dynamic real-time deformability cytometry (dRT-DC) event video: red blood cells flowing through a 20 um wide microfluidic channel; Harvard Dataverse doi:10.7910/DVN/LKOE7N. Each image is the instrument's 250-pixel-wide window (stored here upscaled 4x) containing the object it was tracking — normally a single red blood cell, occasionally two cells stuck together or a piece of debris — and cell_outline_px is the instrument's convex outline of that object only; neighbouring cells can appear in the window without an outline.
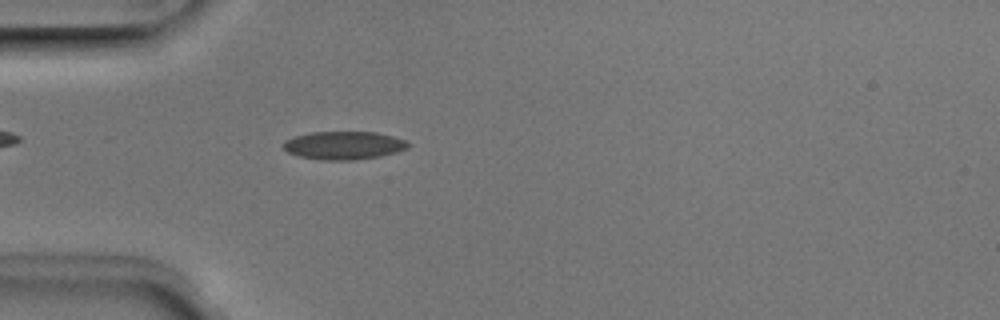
{"species": "Egyptian fruit bat (a non-hibernating species)", "species_latin": "Rousettus aegyptiacus", "temperature_condition": "room temperature", "stored_images_in_passage": 4, "camera_frame_rate_fps": 3000, "um_per_image_px": 0.085, "animal": {"sex": "male"}, "frame": {"image": 1, "passage_image": 4, "time_ms": 1.0, "image_size_px": [1000, 320], "cell_outline_px": [[408, 148], [396, 152], [380, 156], [356, 160], [324, 160], [300, 156], [288, 152], [284, 148], [284, 140], [292, 136], [312, 132], [376, 132], [392, 136], [404, 140], [408, 144]], "centroid_in_image_um": [29.2, 12.35], "position_along_channel_um": 55.8, "area_um2": 20.35}}